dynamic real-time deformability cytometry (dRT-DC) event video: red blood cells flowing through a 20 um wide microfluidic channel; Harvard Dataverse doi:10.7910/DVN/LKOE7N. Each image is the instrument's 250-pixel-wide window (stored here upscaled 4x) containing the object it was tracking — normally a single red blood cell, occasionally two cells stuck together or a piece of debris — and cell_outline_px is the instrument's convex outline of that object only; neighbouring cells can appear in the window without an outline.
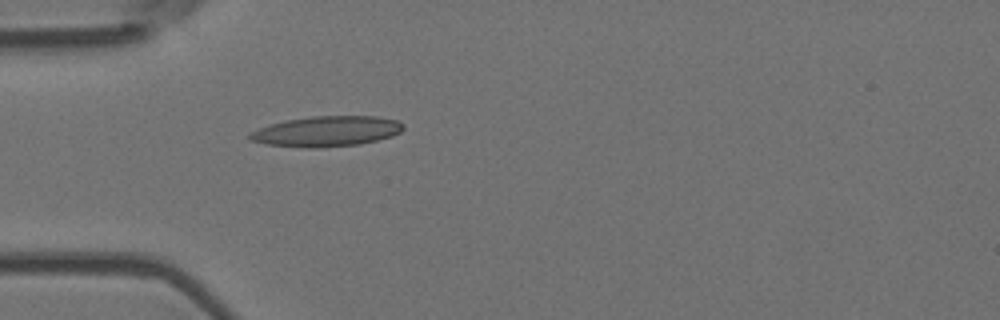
{"species": "Egyptian fruit bat (a non-hibernating species)", "species_latin": "Rousettus aegyptiacus", "temperature_condition": "room temperature", "stored_images_in_passage": 3, "camera_frame_rate_fps": 3000, "um_per_image_px": 0.085, "animal": {"sex": "female"}, "frame": {"image": 1, "passage_image": 3, "time_ms": 0.667, "image_size_px": [1000, 320], "cell_outline_px": [[404, 128], [400, 132], [392, 136], [360, 144], [324, 148], [304, 148], [268, 144], [252, 140], [248, 136], [252, 132], [260, 128], [284, 120], [312, 116], [376, 116], [396, 120], [404, 124]], "centroid_in_image_um": [27.8, 11.16], "position_along_channel_um": 57.2, "area_um2": 27.11}}